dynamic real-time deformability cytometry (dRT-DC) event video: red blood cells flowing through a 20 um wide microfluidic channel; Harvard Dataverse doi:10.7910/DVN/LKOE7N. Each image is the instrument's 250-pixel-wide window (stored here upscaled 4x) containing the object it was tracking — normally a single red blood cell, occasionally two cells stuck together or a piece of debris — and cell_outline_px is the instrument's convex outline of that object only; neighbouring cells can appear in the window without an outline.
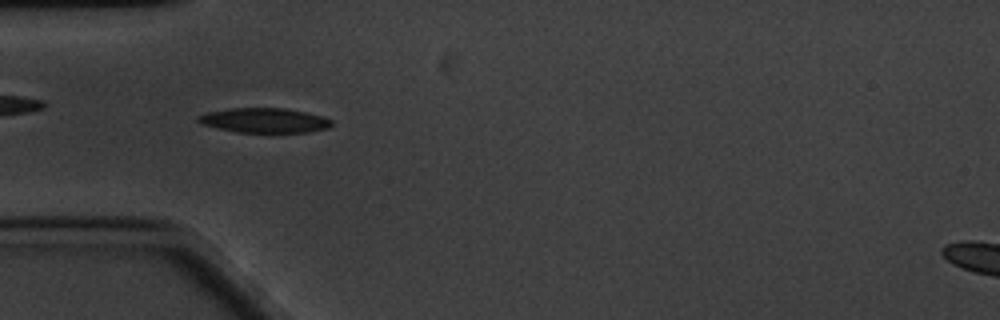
{"species": "common noctule bat (a hibernating species)", "species_latin": "Nyctalus noctula", "temperature_condition": "cold", "stored_images_in_passage": 48, "camera_frame_rate_fps": 3000, "um_per_image_px": 0.085, "animal": {"sex": "male", "body_mass_g": 20.1, "forearm_length_mm": 53.5}, "frame": {"image": 1, "passage_image": 14, "time_ms": 4.333, "image_size_px": [1000, 320], "cell_outline_px": [[332, 124], [328, 128], [308, 132], [236, 132], [216, 128], [200, 124], [196, 120], [196, 116], [208, 112], [232, 108], [284, 108], [308, 112], [332, 120]], "centroid_in_image_um": [22.43, 10.23], "position_along_channel_um": 62.6, "area_um2": 19.25}}
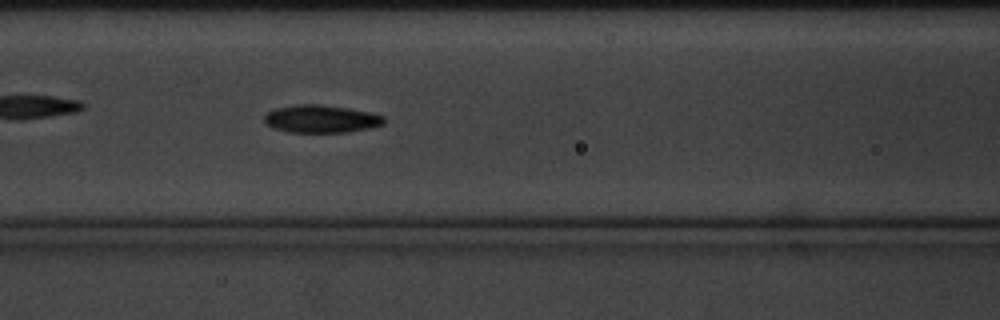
{"frame": {"image": 2, "passage_image": 21, "time_ms": 6.667, "image_size_px": [1000, 320], "cell_outline_px": [[384, 124], [372, 128], [348, 132], [288, 132], [272, 128], [264, 120], [264, 116], [268, 112], [276, 108], [300, 104], [316, 104], [348, 108], [368, 112], [384, 116]], "centroid_in_image_um": [27.3, 10.11], "position_along_channel_um": 139.3, "area_um2": 19.25}, "authors_computed_cell_mechanics": {"area_um2": 19.1029, "velocity_mm_per_s": 3.2988, "shape_relaxation_time_tau1_ms": 3.448, "shape_relaxation_time_tau2_ms": 5.8981, "deformation_change_tau1": 0.1165, "deformation_change_tau2": 0.1358}}